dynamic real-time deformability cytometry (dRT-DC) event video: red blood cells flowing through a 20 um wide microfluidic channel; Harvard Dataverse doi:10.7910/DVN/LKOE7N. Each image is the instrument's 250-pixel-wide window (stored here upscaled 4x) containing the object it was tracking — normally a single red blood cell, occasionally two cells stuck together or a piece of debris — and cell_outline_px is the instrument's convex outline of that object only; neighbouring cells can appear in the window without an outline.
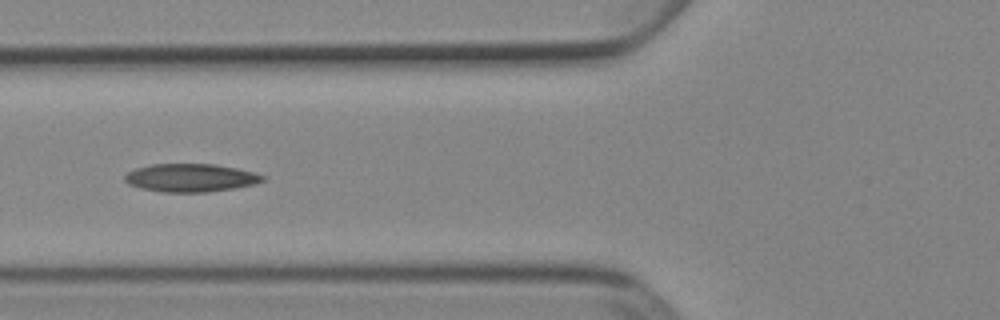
{"species": "Egyptian fruit bat (a non-hibernating species)", "species_latin": "Rousettus aegyptiacus", "temperature_condition": "cold", "stored_images_in_passage": 13, "camera_frame_rate_fps": 3000, "um_per_image_px": 0.085, "animal": {"sex": "female"}, "frame": {"image": 1, "passage_image": 6, "time_ms": 1.667, "image_size_px": [1000, 320], "cell_outline_px": [[264, 180], [256, 184], [208, 192], [164, 192], [140, 188], [128, 184], [124, 180], [124, 176], [128, 172], [136, 168], [152, 164], [216, 164], [256, 172], [264, 176]], "centroid_in_image_um": [16.2, 15.11], "position_along_channel_um": 109.6, "area_um2": 22.6}}